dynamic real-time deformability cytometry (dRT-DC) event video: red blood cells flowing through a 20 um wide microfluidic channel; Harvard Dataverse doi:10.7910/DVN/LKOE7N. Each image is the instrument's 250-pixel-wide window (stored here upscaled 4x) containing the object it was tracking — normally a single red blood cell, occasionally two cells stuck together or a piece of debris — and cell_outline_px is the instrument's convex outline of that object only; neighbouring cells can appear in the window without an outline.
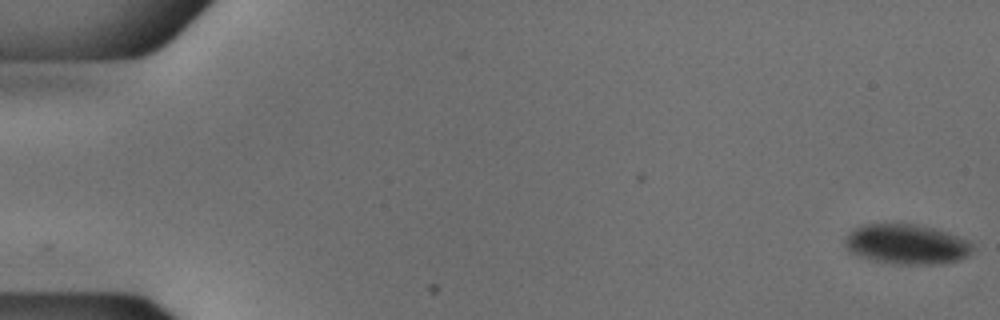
{"species": "common noctule bat (a hibernating species)", "species_latin": "Nyctalus noctula", "temperature_condition": "cold", "stored_images_in_passage": 54, "camera_frame_rate_fps": 3000, "um_per_image_px": 0.085, "animal": {"sex": "male", "body_mass_g": 18.8}, "frame": {"image": 1, "passage_image": 1, "time_ms": 0.0, "image_size_px": [1000, 320], "cell_outline_px": [[972, 252], [968, 256], [960, 260], [940, 264], [900, 264], [872, 260], [860, 256], [852, 252], [844, 244], [844, 240], [848, 232], [852, 228], [864, 224], [916, 224], [948, 232], [968, 240], [972, 244]], "centroid_in_image_um": [77.07, 20.75], "position_along_channel_um": 7.9, "area_um2": 29.77}}
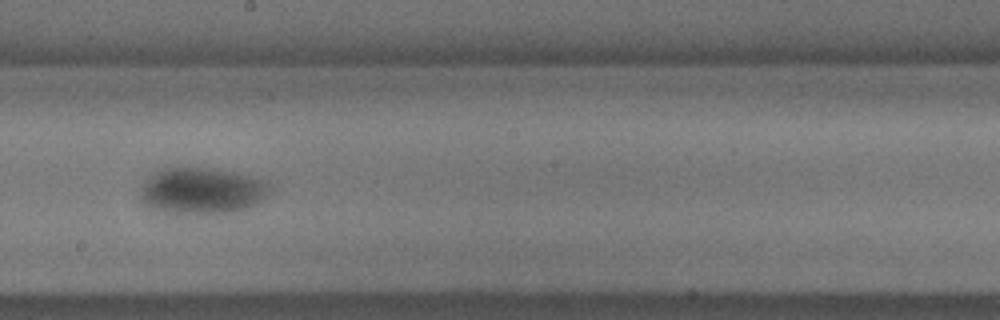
{"frame": {"image": 2, "passage_image": 31, "time_ms": 10.0, "image_size_px": [1000, 320], "cell_outline_px": [[272, 188], [268, 196], [256, 204], [248, 208], [232, 212], [164, 212], [140, 204], [140, 188], [144, 176], [164, 168], [208, 168], [236, 172], [264, 180], [272, 184]], "centroid_in_image_um": [17.13, 16.19], "position_along_channel_um": 231.1, "area_um2": 35.26}}
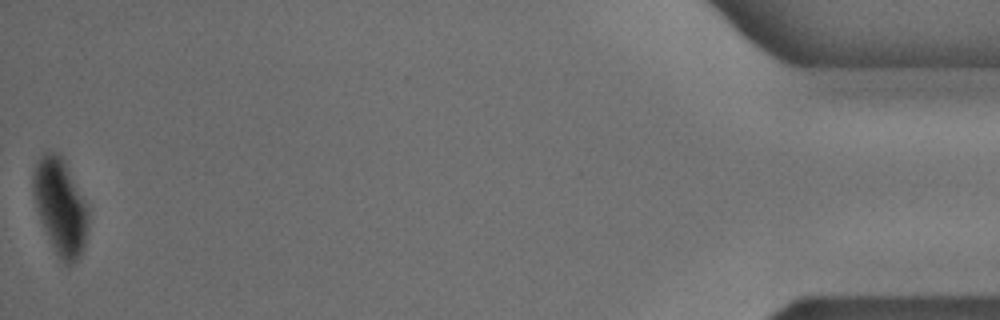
{"frame": {"image": 3, "passage_image": 54, "time_ms": 17.667, "image_size_px": [1000, 320], "cell_outline_px": [[88, 224], [84, 248], [80, 256], [68, 268], [60, 260], [40, 220], [32, 192], [32, 172], [40, 156], [44, 152], [56, 152], [64, 160], [88, 208]], "centroid_in_image_um": [5.12, 17.58], "position_along_channel_um": 430.1, "area_um2": 30.63}}